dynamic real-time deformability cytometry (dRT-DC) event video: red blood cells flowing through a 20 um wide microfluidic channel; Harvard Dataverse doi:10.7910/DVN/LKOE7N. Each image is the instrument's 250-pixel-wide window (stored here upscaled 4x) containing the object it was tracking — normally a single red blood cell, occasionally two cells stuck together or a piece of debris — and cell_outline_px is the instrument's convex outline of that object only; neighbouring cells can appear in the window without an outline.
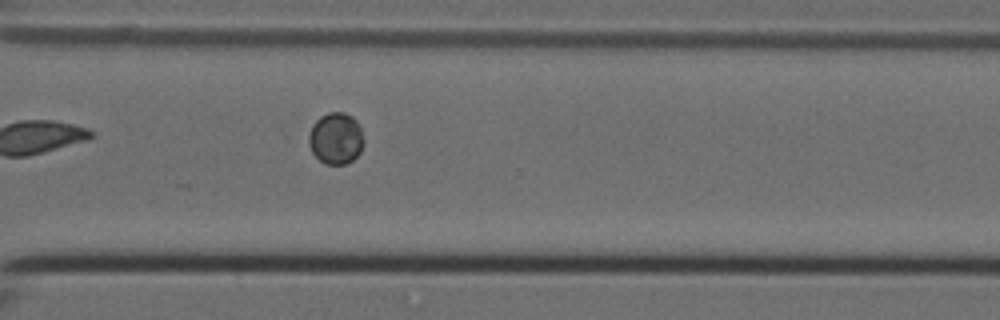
{"species": "Egyptian fruit bat (a non-hibernating species)", "species_latin": "Rousettus aegyptiacus", "temperature_condition": "cold", "stored_images_in_passage": 12, "camera_frame_rate_fps": 3000, "um_per_image_px": 0.085, "animal": {"sex": "female"}, "frame": {"image": 1, "passage_image": 12, "time_ms": 3.667, "image_size_px": [1000, 320], "cell_outline_px": [[364, 144], [360, 152], [352, 160], [344, 164], [324, 164], [312, 152], [308, 144], [308, 136], [312, 124], [320, 116], [328, 112], [344, 112], [352, 116], [356, 120], [360, 128], [364, 140]], "centroid_in_image_um": [28.53, 11.75], "position_along_channel_um": 342.1, "area_um2": 16.65}}